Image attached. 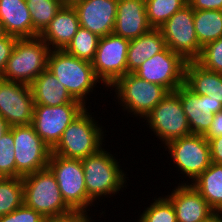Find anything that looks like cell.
I'll use <instances>...</instances> for the list:
<instances>
[{
    "label": "cell",
    "mask_w": 222,
    "mask_h": 222,
    "mask_svg": "<svg viewBox=\"0 0 222 222\" xmlns=\"http://www.w3.org/2000/svg\"><path fill=\"white\" fill-rule=\"evenodd\" d=\"M159 29L166 47L186 62L199 58L202 48L194 28V9L189 4L174 13Z\"/></svg>",
    "instance_id": "cell-11"
},
{
    "label": "cell",
    "mask_w": 222,
    "mask_h": 222,
    "mask_svg": "<svg viewBox=\"0 0 222 222\" xmlns=\"http://www.w3.org/2000/svg\"><path fill=\"white\" fill-rule=\"evenodd\" d=\"M191 185L215 212L222 208V165L211 163Z\"/></svg>",
    "instance_id": "cell-25"
},
{
    "label": "cell",
    "mask_w": 222,
    "mask_h": 222,
    "mask_svg": "<svg viewBox=\"0 0 222 222\" xmlns=\"http://www.w3.org/2000/svg\"><path fill=\"white\" fill-rule=\"evenodd\" d=\"M15 145L13 127L0 139V175L3 178L16 177Z\"/></svg>",
    "instance_id": "cell-32"
},
{
    "label": "cell",
    "mask_w": 222,
    "mask_h": 222,
    "mask_svg": "<svg viewBox=\"0 0 222 222\" xmlns=\"http://www.w3.org/2000/svg\"><path fill=\"white\" fill-rule=\"evenodd\" d=\"M80 27L76 9L62 6L50 24L39 34L50 50H64Z\"/></svg>",
    "instance_id": "cell-20"
},
{
    "label": "cell",
    "mask_w": 222,
    "mask_h": 222,
    "mask_svg": "<svg viewBox=\"0 0 222 222\" xmlns=\"http://www.w3.org/2000/svg\"><path fill=\"white\" fill-rule=\"evenodd\" d=\"M194 28L200 47L222 37V10H194Z\"/></svg>",
    "instance_id": "cell-26"
},
{
    "label": "cell",
    "mask_w": 222,
    "mask_h": 222,
    "mask_svg": "<svg viewBox=\"0 0 222 222\" xmlns=\"http://www.w3.org/2000/svg\"><path fill=\"white\" fill-rule=\"evenodd\" d=\"M33 23V38L47 27L63 6L60 0H26Z\"/></svg>",
    "instance_id": "cell-27"
},
{
    "label": "cell",
    "mask_w": 222,
    "mask_h": 222,
    "mask_svg": "<svg viewBox=\"0 0 222 222\" xmlns=\"http://www.w3.org/2000/svg\"><path fill=\"white\" fill-rule=\"evenodd\" d=\"M151 29L145 10V0H118L114 34L133 40Z\"/></svg>",
    "instance_id": "cell-19"
},
{
    "label": "cell",
    "mask_w": 222,
    "mask_h": 222,
    "mask_svg": "<svg viewBox=\"0 0 222 222\" xmlns=\"http://www.w3.org/2000/svg\"><path fill=\"white\" fill-rule=\"evenodd\" d=\"M10 130L7 121L0 115V139Z\"/></svg>",
    "instance_id": "cell-40"
},
{
    "label": "cell",
    "mask_w": 222,
    "mask_h": 222,
    "mask_svg": "<svg viewBox=\"0 0 222 222\" xmlns=\"http://www.w3.org/2000/svg\"><path fill=\"white\" fill-rule=\"evenodd\" d=\"M175 93L180 97L191 133L204 135L211 126L213 115L222 111V103L208 95H196L185 85Z\"/></svg>",
    "instance_id": "cell-16"
},
{
    "label": "cell",
    "mask_w": 222,
    "mask_h": 222,
    "mask_svg": "<svg viewBox=\"0 0 222 222\" xmlns=\"http://www.w3.org/2000/svg\"><path fill=\"white\" fill-rule=\"evenodd\" d=\"M50 51L39 36L17 39L0 78L30 85L47 68Z\"/></svg>",
    "instance_id": "cell-5"
},
{
    "label": "cell",
    "mask_w": 222,
    "mask_h": 222,
    "mask_svg": "<svg viewBox=\"0 0 222 222\" xmlns=\"http://www.w3.org/2000/svg\"><path fill=\"white\" fill-rule=\"evenodd\" d=\"M30 89L35 104L57 106L74 100L65 86L47 68L30 84Z\"/></svg>",
    "instance_id": "cell-23"
},
{
    "label": "cell",
    "mask_w": 222,
    "mask_h": 222,
    "mask_svg": "<svg viewBox=\"0 0 222 222\" xmlns=\"http://www.w3.org/2000/svg\"><path fill=\"white\" fill-rule=\"evenodd\" d=\"M174 167L192 184L212 163L209 142L203 135L190 134L169 141L165 146ZM184 175V176H183ZM189 181V182H188Z\"/></svg>",
    "instance_id": "cell-6"
},
{
    "label": "cell",
    "mask_w": 222,
    "mask_h": 222,
    "mask_svg": "<svg viewBox=\"0 0 222 222\" xmlns=\"http://www.w3.org/2000/svg\"><path fill=\"white\" fill-rule=\"evenodd\" d=\"M194 10H222V0H188Z\"/></svg>",
    "instance_id": "cell-38"
},
{
    "label": "cell",
    "mask_w": 222,
    "mask_h": 222,
    "mask_svg": "<svg viewBox=\"0 0 222 222\" xmlns=\"http://www.w3.org/2000/svg\"><path fill=\"white\" fill-rule=\"evenodd\" d=\"M47 69L66 88L71 97L87 106L88 96L95 91L98 84H103L96 77L91 62L81 60L64 50H51ZM94 89V90H93Z\"/></svg>",
    "instance_id": "cell-3"
},
{
    "label": "cell",
    "mask_w": 222,
    "mask_h": 222,
    "mask_svg": "<svg viewBox=\"0 0 222 222\" xmlns=\"http://www.w3.org/2000/svg\"><path fill=\"white\" fill-rule=\"evenodd\" d=\"M117 3L118 0H81L73 7L81 27L104 37L114 31Z\"/></svg>",
    "instance_id": "cell-17"
},
{
    "label": "cell",
    "mask_w": 222,
    "mask_h": 222,
    "mask_svg": "<svg viewBox=\"0 0 222 222\" xmlns=\"http://www.w3.org/2000/svg\"><path fill=\"white\" fill-rule=\"evenodd\" d=\"M86 108L75 99L71 103L57 106L35 104L31 125L42 140L53 149L60 141L63 131Z\"/></svg>",
    "instance_id": "cell-13"
},
{
    "label": "cell",
    "mask_w": 222,
    "mask_h": 222,
    "mask_svg": "<svg viewBox=\"0 0 222 222\" xmlns=\"http://www.w3.org/2000/svg\"><path fill=\"white\" fill-rule=\"evenodd\" d=\"M13 139L16 177H23L48 167L52 149L31 124L13 127Z\"/></svg>",
    "instance_id": "cell-12"
},
{
    "label": "cell",
    "mask_w": 222,
    "mask_h": 222,
    "mask_svg": "<svg viewBox=\"0 0 222 222\" xmlns=\"http://www.w3.org/2000/svg\"><path fill=\"white\" fill-rule=\"evenodd\" d=\"M23 204L22 177H7L0 180V216L13 212Z\"/></svg>",
    "instance_id": "cell-28"
},
{
    "label": "cell",
    "mask_w": 222,
    "mask_h": 222,
    "mask_svg": "<svg viewBox=\"0 0 222 222\" xmlns=\"http://www.w3.org/2000/svg\"><path fill=\"white\" fill-rule=\"evenodd\" d=\"M114 155L102 147L97 153L81 160L87 195L94 203L102 202L103 198L106 201L105 197H113L120 190L124 192L122 189L128 186L127 172L120 166V159L118 161Z\"/></svg>",
    "instance_id": "cell-1"
},
{
    "label": "cell",
    "mask_w": 222,
    "mask_h": 222,
    "mask_svg": "<svg viewBox=\"0 0 222 222\" xmlns=\"http://www.w3.org/2000/svg\"><path fill=\"white\" fill-rule=\"evenodd\" d=\"M99 40L100 37L98 35L80 26L64 51L81 60L92 62Z\"/></svg>",
    "instance_id": "cell-30"
},
{
    "label": "cell",
    "mask_w": 222,
    "mask_h": 222,
    "mask_svg": "<svg viewBox=\"0 0 222 222\" xmlns=\"http://www.w3.org/2000/svg\"><path fill=\"white\" fill-rule=\"evenodd\" d=\"M17 39L18 38L7 34L0 38V77L3 75L6 63L8 62Z\"/></svg>",
    "instance_id": "cell-36"
},
{
    "label": "cell",
    "mask_w": 222,
    "mask_h": 222,
    "mask_svg": "<svg viewBox=\"0 0 222 222\" xmlns=\"http://www.w3.org/2000/svg\"><path fill=\"white\" fill-rule=\"evenodd\" d=\"M187 4L188 0H145V10L150 26L159 29L174 13Z\"/></svg>",
    "instance_id": "cell-29"
},
{
    "label": "cell",
    "mask_w": 222,
    "mask_h": 222,
    "mask_svg": "<svg viewBox=\"0 0 222 222\" xmlns=\"http://www.w3.org/2000/svg\"><path fill=\"white\" fill-rule=\"evenodd\" d=\"M109 89L115 92L116 104L122 107L127 114L144 119L152 109L169 93V91L156 83L139 78L134 73H126Z\"/></svg>",
    "instance_id": "cell-4"
},
{
    "label": "cell",
    "mask_w": 222,
    "mask_h": 222,
    "mask_svg": "<svg viewBox=\"0 0 222 222\" xmlns=\"http://www.w3.org/2000/svg\"><path fill=\"white\" fill-rule=\"evenodd\" d=\"M203 136L207 141L222 136V111L213 115L211 126Z\"/></svg>",
    "instance_id": "cell-37"
},
{
    "label": "cell",
    "mask_w": 222,
    "mask_h": 222,
    "mask_svg": "<svg viewBox=\"0 0 222 222\" xmlns=\"http://www.w3.org/2000/svg\"><path fill=\"white\" fill-rule=\"evenodd\" d=\"M48 168L56 177L65 203L72 210L90 212V208L93 205L95 207L94 202L87 195L85 176L80 159H69L51 154Z\"/></svg>",
    "instance_id": "cell-8"
},
{
    "label": "cell",
    "mask_w": 222,
    "mask_h": 222,
    "mask_svg": "<svg viewBox=\"0 0 222 222\" xmlns=\"http://www.w3.org/2000/svg\"><path fill=\"white\" fill-rule=\"evenodd\" d=\"M203 222H222L220 215L215 212L212 216H210L207 220Z\"/></svg>",
    "instance_id": "cell-41"
},
{
    "label": "cell",
    "mask_w": 222,
    "mask_h": 222,
    "mask_svg": "<svg viewBox=\"0 0 222 222\" xmlns=\"http://www.w3.org/2000/svg\"><path fill=\"white\" fill-rule=\"evenodd\" d=\"M217 213L220 215V217L222 219V208Z\"/></svg>",
    "instance_id": "cell-44"
},
{
    "label": "cell",
    "mask_w": 222,
    "mask_h": 222,
    "mask_svg": "<svg viewBox=\"0 0 222 222\" xmlns=\"http://www.w3.org/2000/svg\"><path fill=\"white\" fill-rule=\"evenodd\" d=\"M186 61L168 47L146 59L133 73L145 81L175 92L184 85Z\"/></svg>",
    "instance_id": "cell-14"
},
{
    "label": "cell",
    "mask_w": 222,
    "mask_h": 222,
    "mask_svg": "<svg viewBox=\"0 0 222 222\" xmlns=\"http://www.w3.org/2000/svg\"><path fill=\"white\" fill-rule=\"evenodd\" d=\"M34 105L30 85L0 78V115L10 128L30 125Z\"/></svg>",
    "instance_id": "cell-15"
},
{
    "label": "cell",
    "mask_w": 222,
    "mask_h": 222,
    "mask_svg": "<svg viewBox=\"0 0 222 222\" xmlns=\"http://www.w3.org/2000/svg\"><path fill=\"white\" fill-rule=\"evenodd\" d=\"M149 206L140 214L136 222H177L176 212L171 201L164 195L155 196Z\"/></svg>",
    "instance_id": "cell-31"
},
{
    "label": "cell",
    "mask_w": 222,
    "mask_h": 222,
    "mask_svg": "<svg viewBox=\"0 0 222 222\" xmlns=\"http://www.w3.org/2000/svg\"><path fill=\"white\" fill-rule=\"evenodd\" d=\"M87 108L78 115L63 131L62 137L52 149L51 154H56L69 159H84L89 155L97 153L105 147V134L102 124L95 120L92 109ZM90 109V110H89ZM93 114V116H92ZM104 145V146H103Z\"/></svg>",
    "instance_id": "cell-2"
},
{
    "label": "cell",
    "mask_w": 222,
    "mask_h": 222,
    "mask_svg": "<svg viewBox=\"0 0 222 222\" xmlns=\"http://www.w3.org/2000/svg\"><path fill=\"white\" fill-rule=\"evenodd\" d=\"M165 196L173 204L177 222H203L215 213L191 184L179 182Z\"/></svg>",
    "instance_id": "cell-18"
},
{
    "label": "cell",
    "mask_w": 222,
    "mask_h": 222,
    "mask_svg": "<svg viewBox=\"0 0 222 222\" xmlns=\"http://www.w3.org/2000/svg\"><path fill=\"white\" fill-rule=\"evenodd\" d=\"M24 204L45 218L67 213L72 209L65 203L56 177L47 167L22 177Z\"/></svg>",
    "instance_id": "cell-7"
},
{
    "label": "cell",
    "mask_w": 222,
    "mask_h": 222,
    "mask_svg": "<svg viewBox=\"0 0 222 222\" xmlns=\"http://www.w3.org/2000/svg\"><path fill=\"white\" fill-rule=\"evenodd\" d=\"M85 210H71L67 213L47 217L45 222H95Z\"/></svg>",
    "instance_id": "cell-35"
},
{
    "label": "cell",
    "mask_w": 222,
    "mask_h": 222,
    "mask_svg": "<svg viewBox=\"0 0 222 222\" xmlns=\"http://www.w3.org/2000/svg\"><path fill=\"white\" fill-rule=\"evenodd\" d=\"M0 21L7 35L33 38V23L26 0H0Z\"/></svg>",
    "instance_id": "cell-21"
},
{
    "label": "cell",
    "mask_w": 222,
    "mask_h": 222,
    "mask_svg": "<svg viewBox=\"0 0 222 222\" xmlns=\"http://www.w3.org/2000/svg\"><path fill=\"white\" fill-rule=\"evenodd\" d=\"M145 121L164 146L171 140L192 134L180 97L175 92H169L143 119Z\"/></svg>",
    "instance_id": "cell-9"
},
{
    "label": "cell",
    "mask_w": 222,
    "mask_h": 222,
    "mask_svg": "<svg viewBox=\"0 0 222 222\" xmlns=\"http://www.w3.org/2000/svg\"><path fill=\"white\" fill-rule=\"evenodd\" d=\"M184 85L196 95H208L222 103V74L207 70L196 61L186 63Z\"/></svg>",
    "instance_id": "cell-22"
},
{
    "label": "cell",
    "mask_w": 222,
    "mask_h": 222,
    "mask_svg": "<svg viewBox=\"0 0 222 222\" xmlns=\"http://www.w3.org/2000/svg\"><path fill=\"white\" fill-rule=\"evenodd\" d=\"M212 163L222 165V136L209 141Z\"/></svg>",
    "instance_id": "cell-39"
},
{
    "label": "cell",
    "mask_w": 222,
    "mask_h": 222,
    "mask_svg": "<svg viewBox=\"0 0 222 222\" xmlns=\"http://www.w3.org/2000/svg\"><path fill=\"white\" fill-rule=\"evenodd\" d=\"M45 219L41 213L25 204L9 214L0 216V222H45Z\"/></svg>",
    "instance_id": "cell-34"
},
{
    "label": "cell",
    "mask_w": 222,
    "mask_h": 222,
    "mask_svg": "<svg viewBox=\"0 0 222 222\" xmlns=\"http://www.w3.org/2000/svg\"><path fill=\"white\" fill-rule=\"evenodd\" d=\"M6 35L4 28H3V24L0 21V38L4 37Z\"/></svg>",
    "instance_id": "cell-43"
},
{
    "label": "cell",
    "mask_w": 222,
    "mask_h": 222,
    "mask_svg": "<svg viewBox=\"0 0 222 222\" xmlns=\"http://www.w3.org/2000/svg\"><path fill=\"white\" fill-rule=\"evenodd\" d=\"M165 40L160 29L152 28L147 33L130 40L127 52V73H133L146 60L161 52Z\"/></svg>",
    "instance_id": "cell-24"
},
{
    "label": "cell",
    "mask_w": 222,
    "mask_h": 222,
    "mask_svg": "<svg viewBox=\"0 0 222 222\" xmlns=\"http://www.w3.org/2000/svg\"><path fill=\"white\" fill-rule=\"evenodd\" d=\"M130 40L114 33L100 37L91 62L94 73L103 87L108 89L127 73V52Z\"/></svg>",
    "instance_id": "cell-10"
},
{
    "label": "cell",
    "mask_w": 222,
    "mask_h": 222,
    "mask_svg": "<svg viewBox=\"0 0 222 222\" xmlns=\"http://www.w3.org/2000/svg\"><path fill=\"white\" fill-rule=\"evenodd\" d=\"M196 62L207 70L222 74V37L204 46Z\"/></svg>",
    "instance_id": "cell-33"
},
{
    "label": "cell",
    "mask_w": 222,
    "mask_h": 222,
    "mask_svg": "<svg viewBox=\"0 0 222 222\" xmlns=\"http://www.w3.org/2000/svg\"><path fill=\"white\" fill-rule=\"evenodd\" d=\"M63 6H74L76 3L81 0H60Z\"/></svg>",
    "instance_id": "cell-42"
}]
</instances>
